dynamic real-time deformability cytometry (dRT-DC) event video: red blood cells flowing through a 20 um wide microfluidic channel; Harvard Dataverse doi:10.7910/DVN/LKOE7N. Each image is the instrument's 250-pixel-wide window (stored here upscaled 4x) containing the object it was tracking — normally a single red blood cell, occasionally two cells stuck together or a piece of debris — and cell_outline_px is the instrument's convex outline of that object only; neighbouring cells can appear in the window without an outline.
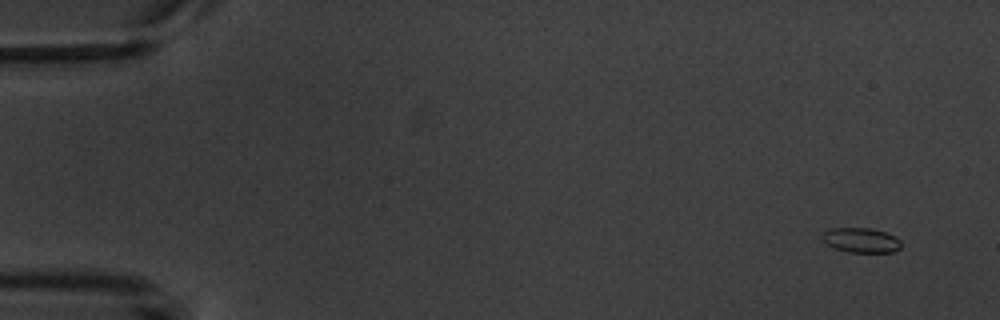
{"species": "common noctule bat (a hibernating species)", "species_latin": "Nyctalus noctula", "temperature_condition": "warm", "stored_images_in_passage": 4, "camera_frame_rate_fps": 3000, "um_per_image_px": 0.085, "animal": {"sex": "male", "body_mass_g": 20.1, "forearm_length_mm": 53.5}, "frame": {"image": 1, "passage_image": 1, "time_ms": 0.0, "image_size_px": [1000, 320], "cell_outline_px": [[900, 248], [892, 252], [848, 252], [836, 248], [828, 244], [820, 236], [824, 232], [832, 228], [868, 228], [884, 232], [900, 240]], "centroid_in_image_um": [73.17, 20.42], "position_along_channel_um": 11.8, "area_um2": 11.1}}